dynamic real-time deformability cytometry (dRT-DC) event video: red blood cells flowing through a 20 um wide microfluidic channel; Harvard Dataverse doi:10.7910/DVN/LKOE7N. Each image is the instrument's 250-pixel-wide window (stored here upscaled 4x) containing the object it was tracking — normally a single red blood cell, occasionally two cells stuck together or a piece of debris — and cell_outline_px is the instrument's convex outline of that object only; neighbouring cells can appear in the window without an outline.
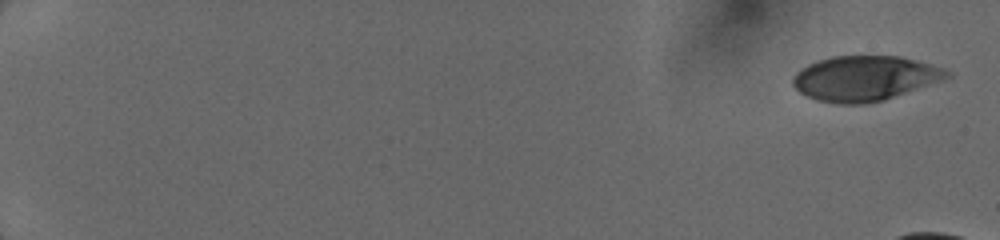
{"species": "human", "species_latin": "Homo sapiens", "temperature_condition": "cold", "stored_images_in_passage": 11, "camera_frame_rate_fps": 3000, "um_per_image_px": 0.085, "donor": {"sex": "female"}, "frame": {"image": 1, "passage_image": 1, "time_ms": 0.0, "image_size_px": [1000, 240], "cell_outline_px": [[952, 76], [884, 100], [864, 104], [836, 104], [816, 100], [800, 92], [792, 84], [792, 76], [800, 68], [816, 60], [832, 56], [900, 56], [944, 68], [952, 72]], "centroid_in_image_um": [73.46, 6.65], "position_along_channel_um": 11.5, "area_um2": 40.4}}